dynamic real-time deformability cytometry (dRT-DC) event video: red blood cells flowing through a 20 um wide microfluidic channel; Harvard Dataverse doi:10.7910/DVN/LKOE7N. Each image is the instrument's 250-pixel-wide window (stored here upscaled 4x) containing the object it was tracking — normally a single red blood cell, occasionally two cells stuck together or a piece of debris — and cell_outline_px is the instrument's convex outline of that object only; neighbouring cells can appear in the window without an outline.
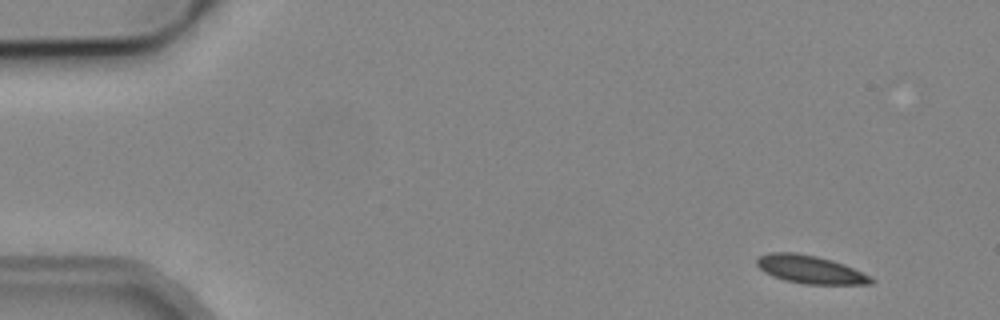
{"species": "common noctule bat (a hibernating species)", "species_latin": "Nyctalus noctula", "temperature_condition": "cold", "stored_images_in_passage": 5, "camera_frame_rate_fps": 3000, "um_per_image_px": 0.085, "animal": {"sex": "male", "body_mass_g": 19.2, "forearm_length_mm": 51.8}, "frame": {"image": 1, "passage_image": 1, "time_ms": 0.0, "image_size_px": [1000, 320], "cell_outline_px": [[876, 280], [872, 284], [804, 284], [784, 280], [772, 276], [764, 272], [756, 264], [756, 260], [760, 256], [768, 252], [796, 252], [816, 256], [832, 260], [844, 264], [872, 276]], "centroid_in_image_um": [68.88, 22.91], "position_along_channel_um": 16.1, "area_um2": 18.84}}
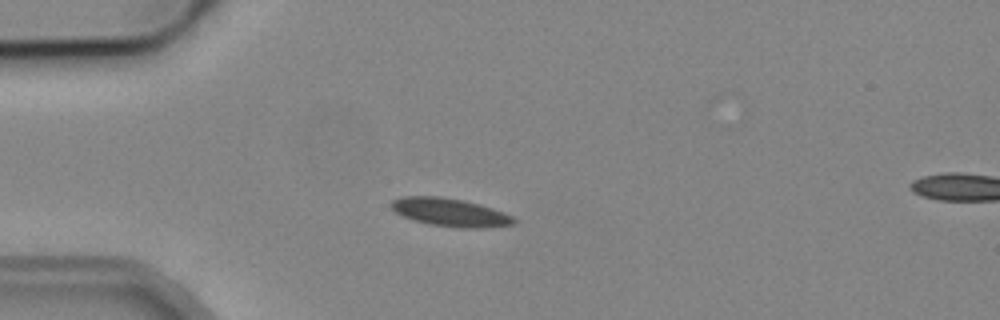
{"frame": {"image": 2, "passage_image": 4, "time_ms": 3.333, "image_size_px": [1000, 320], "cell_outline_px": [[516, 224], [484, 228], [464, 228], [432, 224], [416, 220], [404, 216], [396, 212], [388, 204], [392, 200], [400, 196], [440, 196], [464, 200], [480, 204], [504, 212], [512, 216], [516, 220]], "centroid_in_image_um": [38.28, 18.03], "position_along_channel_um": 46.7, "area_um2": 20.06}}